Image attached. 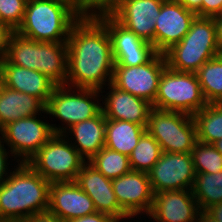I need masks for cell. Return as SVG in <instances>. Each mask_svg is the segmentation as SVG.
Wrapping results in <instances>:
<instances>
[{
    "instance_id": "cell-15",
    "label": "cell",
    "mask_w": 222,
    "mask_h": 222,
    "mask_svg": "<svg viewBox=\"0 0 222 222\" xmlns=\"http://www.w3.org/2000/svg\"><path fill=\"white\" fill-rule=\"evenodd\" d=\"M196 16L178 1L165 0L155 23L154 48L156 52L164 54L173 45L179 43L188 33Z\"/></svg>"
},
{
    "instance_id": "cell-8",
    "label": "cell",
    "mask_w": 222,
    "mask_h": 222,
    "mask_svg": "<svg viewBox=\"0 0 222 222\" xmlns=\"http://www.w3.org/2000/svg\"><path fill=\"white\" fill-rule=\"evenodd\" d=\"M86 162L63 134H55L27 163L54 183L74 182Z\"/></svg>"
},
{
    "instance_id": "cell-17",
    "label": "cell",
    "mask_w": 222,
    "mask_h": 222,
    "mask_svg": "<svg viewBox=\"0 0 222 222\" xmlns=\"http://www.w3.org/2000/svg\"><path fill=\"white\" fill-rule=\"evenodd\" d=\"M100 90L101 107L106 120H123L147 127L152 104L114 86L112 83ZM105 92V95L103 94Z\"/></svg>"
},
{
    "instance_id": "cell-41",
    "label": "cell",
    "mask_w": 222,
    "mask_h": 222,
    "mask_svg": "<svg viewBox=\"0 0 222 222\" xmlns=\"http://www.w3.org/2000/svg\"><path fill=\"white\" fill-rule=\"evenodd\" d=\"M197 222H218L211 215H209L206 211H200L197 216Z\"/></svg>"
},
{
    "instance_id": "cell-24",
    "label": "cell",
    "mask_w": 222,
    "mask_h": 222,
    "mask_svg": "<svg viewBox=\"0 0 222 222\" xmlns=\"http://www.w3.org/2000/svg\"><path fill=\"white\" fill-rule=\"evenodd\" d=\"M146 128L123 120H106L105 147L131 155Z\"/></svg>"
},
{
    "instance_id": "cell-21",
    "label": "cell",
    "mask_w": 222,
    "mask_h": 222,
    "mask_svg": "<svg viewBox=\"0 0 222 222\" xmlns=\"http://www.w3.org/2000/svg\"><path fill=\"white\" fill-rule=\"evenodd\" d=\"M4 86L39 98L47 105L56 85L39 71L23 68L2 59Z\"/></svg>"
},
{
    "instance_id": "cell-35",
    "label": "cell",
    "mask_w": 222,
    "mask_h": 222,
    "mask_svg": "<svg viewBox=\"0 0 222 222\" xmlns=\"http://www.w3.org/2000/svg\"><path fill=\"white\" fill-rule=\"evenodd\" d=\"M67 222H119V221L109 214L95 212L86 216L72 219Z\"/></svg>"
},
{
    "instance_id": "cell-5",
    "label": "cell",
    "mask_w": 222,
    "mask_h": 222,
    "mask_svg": "<svg viewBox=\"0 0 222 222\" xmlns=\"http://www.w3.org/2000/svg\"><path fill=\"white\" fill-rule=\"evenodd\" d=\"M220 54L213 17L196 16L188 33L164 56L170 69L196 73L205 62Z\"/></svg>"
},
{
    "instance_id": "cell-33",
    "label": "cell",
    "mask_w": 222,
    "mask_h": 222,
    "mask_svg": "<svg viewBox=\"0 0 222 222\" xmlns=\"http://www.w3.org/2000/svg\"><path fill=\"white\" fill-rule=\"evenodd\" d=\"M8 150L9 149H7L5 145L0 141V186L7 179L9 173L14 169V167L9 168L12 167V165L14 164H10L7 162L9 160L8 158L14 157L12 156V153ZM8 165L11 166L8 167Z\"/></svg>"
},
{
    "instance_id": "cell-4",
    "label": "cell",
    "mask_w": 222,
    "mask_h": 222,
    "mask_svg": "<svg viewBox=\"0 0 222 222\" xmlns=\"http://www.w3.org/2000/svg\"><path fill=\"white\" fill-rule=\"evenodd\" d=\"M5 59L17 66L39 71L56 86L66 85L67 42H39L14 31Z\"/></svg>"
},
{
    "instance_id": "cell-40",
    "label": "cell",
    "mask_w": 222,
    "mask_h": 222,
    "mask_svg": "<svg viewBox=\"0 0 222 222\" xmlns=\"http://www.w3.org/2000/svg\"><path fill=\"white\" fill-rule=\"evenodd\" d=\"M206 212L216 221L222 222V202L212 205L206 210Z\"/></svg>"
},
{
    "instance_id": "cell-3",
    "label": "cell",
    "mask_w": 222,
    "mask_h": 222,
    "mask_svg": "<svg viewBox=\"0 0 222 222\" xmlns=\"http://www.w3.org/2000/svg\"><path fill=\"white\" fill-rule=\"evenodd\" d=\"M80 18L78 0H32L15 32L39 42H67Z\"/></svg>"
},
{
    "instance_id": "cell-26",
    "label": "cell",
    "mask_w": 222,
    "mask_h": 222,
    "mask_svg": "<svg viewBox=\"0 0 222 222\" xmlns=\"http://www.w3.org/2000/svg\"><path fill=\"white\" fill-rule=\"evenodd\" d=\"M207 103H222V54L205 62L195 73Z\"/></svg>"
},
{
    "instance_id": "cell-2",
    "label": "cell",
    "mask_w": 222,
    "mask_h": 222,
    "mask_svg": "<svg viewBox=\"0 0 222 222\" xmlns=\"http://www.w3.org/2000/svg\"><path fill=\"white\" fill-rule=\"evenodd\" d=\"M50 184L28 163L14 165L0 186V221L25 222L47 212Z\"/></svg>"
},
{
    "instance_id": "cell-32",
    "label": "cell",
    "mask_w": 222,
    "mask_h": 222,
    "mask_svg": "<svg viewBox=\"0 0 222 222\" xmlns=\"http://www.w3.org/2000/svg\"><path fill=\"white\" fill-rule=\"evenodd\" d=\"M26 4L24 0H0L3 21L13 31H16L23 21Z\"/></svg>"
},
{
    "instance_id": "cell-30",
    "label": "cell",
    "mask_w": 222,
    "mask_h": 222,
    "mask_svg": "<svg viewBox=\"0 0 222 222\" xmlns=\"http://www.w3.org/2000/svg\"><path fill=\"white\" fill-rule=\"evenodd\" d=\"M196 174L222 171V154L213 144L196 141L191 152Z\"/></svg>"
},
{
    "instance_id": "cell-39",
    "label": "cell",
    "mask_w": 222,
    "mask_h": 222,
    "mask_svg": "<svg viewBox=\"0 0 222 222\" xmlns=\"http://www.w3.org/2000/svg\"><path fill=\"white\" fill-rule=\"evenodd\" d=\"M216 26V41L220 52L222 53V14L213 17Z\"/></svg>"
},
{
    "instance_id": "cell-27",
    "label": "cell",
    "mask_w": 222,
    "mask_h": 222,
    "mask_svg": "<svg viewBox=\"0 0 222 222\" xmlns=\"http://www.w3.org/2000/svg\"><path fill=\"white\" fill-rule=\"evenodd\" d=\"M191 191L202 211L222 202V171L196 174Z\"/></svg>"
},
{
    "instance_id": "cell-45",
    "label": "cell",
    "mask_w": 222,
    "mask_h": 222,
    "mask_svg": "<svg viewBox=\"0 0 222 222\" xmlns=\"http://www.w3.org/2000/svg\"><path fill=\"white\" fill-rule=\"evenodd\" d=\"M0 222H16V221H0Z\"/></svg>"
},
{
    "instance_id": "cell-14",
    "label": "cell",
    "mask_w": 222,
    "mask_h": 222,
    "mask_svg": "<svg viewBox=\"0 0 222 222\" xmlns=\"http://www.w3.org/2000/svg\"><path fill=\"white\" fill-rule=\"evenodd\" d=\"M112 187L120 207L132 219L138 217L140 220L141 216L149 214L154 193L146 172L131 170L112 179Z\"/></svg>"
},
{
    "instance_id": "cell-13",
    "label": "cell",
    "mask_w": 222,
    "mask_h": 222,
    "mask_svg": "<svg viewBox=\"0 0 222 222\" xmlns=\"http://www.w3.org/2000/svg\"><path fill=\"white\" fill-rule=\"evenodd\" d=\"M98 19L109 33L115 66H140L157 54L151 43L126 29L111 15H103Z\"/></svg>"
},
{
    "instance_id": "cell-29",
    "label": "cell",
    "mask_w": 222,
    "mask_h": 222,
    "mask_svg": "<svg viewBox=\"0 0 222 222\" xmlns=\"http://www.w3.org/2000/svg\"><path fill=\"white\" fill-rule=\"evenodd\" d=\"M162 149L159 143L145 131L129 156L131 169L148 172L161 157Z\"/></svg>"
},
{
    "instance_id": "cell-20",
    "label": "cell",
    "mask_w": 222,
    "mask_h": 222,
    "mask_svg": "<svg viewBox=\"0 0 222 222\" xmlns=\"http://www.w3.org/2000/svg\"><path fill=\"white\" fill-rule=\"evenodd\" d=\"M48 212L67 222L97 211L92 199L74 181L50 184Z\"/></svg>"
},
{
    "instance_id": "cell-7",
    "label": "cell",
    "mask_w": 222,
    "mask_h": 222,
    "mask_svg": "<svg viewBox=\"0 0 222 222\" xmlns=\"http://www.w3.org/2000/svg\"><path fill=\"white\" fill-rule=\"evenodd\" d=\"M207 104L195 73L165 67L152 108L184 112L193 116Z\"/></svg>"
},
{
    "instance_id": "cell-28",
    "label": "cell",
    "mask_w": 222,
    "mask_h": 222,
    "mask_svg": "<svg viewBox=\"0 0 222 222\" xmlns=\"http://www.w3.org/2000/svg\"><path fill=\"white\" fill-rule=\"evenodd\" d=\"M87 162L111 180L132 170L127 155L111 150L105 146Z\"/></svg>"
},
{
    "instance_id": "cell-23",
    "label": "cell",
    "mask_w": 222,
    "mask_h": 222,
    "mask_svg": "<svg viewBox=\"0 0 222 222\" xmlns=\"http://www.w3.org/2000/svg\"><path fill=\"white\" fill-rule=\"evenodd\" d=\"M46 114V105L37 97L3 85L0 90V129L21 118Z\"/></svg>"
},
{
    "instance_id": "cell-18",
    "label": "cell",
    "mask_w": 222,
    "mask_h": 222,
    "mask_svg": "<svg viewBox=\"0 0 222 222\" xmlns=\"http://www.w3.org/2000/svg\"><path fill=\"white\" fill-rule=\"evenodd\" d=\"M191 190L154 193L152 208L145 217L154 222H197L200 212Z\"/></svg>"
},
{
    "instance_id": "cell-12",
    "label": "cell",
    "mask_w": 222,
    "mask_h": 222,
    "mask_svg": "<svg viewBox=\"0 0 222 222\" xmlns=\"http://www.w3.org/2000/svg\"><path fill=\"white\" fill-rule=\"evenodd\" d=\"M147 174L153 193L191 190L196 176L192 154L162 152Z\"/></svg>"
},
{
    "instance_id": "cell-36",
    "label": "cell",
    "mask_w": 222,
    "mask_h": 222,
    "mask_svg": "<svg viewBox=\"0 0 222 222\" xmlns=\"http://www.w3.org/2000/svg\"><path fill=\"white\" fill-rule=\"evenodd\" d=\"M13 32L8 25H0V60L6 56L9 39Z\"/></svg>"
},
{
    "instance_id": "cell-16",
    "label": "cell",
    "mask_w": 222,
    "mask_h": 222,
    "mask_svg": "<svg viewBox=\"0 0 222 222\" xmlns=\"http://www.w3.org/2000/svg\"><path fill=\"white\" fill-rule=\"evenodd\" d=\"M75 183L92 199L97 212L109 214L119 222L135 221L120 207L113 191L112 180L88 162L82 166Z\"/></svg>"
},
{
    "instance_id": "cell-11",
    "label": "cell",
    "mask_w": 222,
    "mask_h": 222,
    "mask_svg": "<svg viewBox=\"0 0 222 222\" xmlns=\"http://www.w3.org/2000/svg\"><path fill=\"white\" fill-rule=\"evenodd\" d=\"M166 66L165 56L160 53L140 66H114L111 83L117 88L153 104L160 76Z\"/></svg>"
},
{
    "instance_id": "cell-19",
    "label": "cell",
    "mask_w": 222,
    "mask_h": 222,
    "mask_svg": "<svg viewBox=\"0 0 222 222\" xmlns=\"http://www.w3.org/2000/svg\"><path fill=\"white\" fill-rule=\"evenodd\" d=\"M165 0H125L111 15L126 29L154 46L156 18Z\"/></svg>"
},
{
    "instance_id": "cell-44",
    "label": "cell",
    "mask_w": 222,
    "mask_h": 222,
    "mask_svg": "<svg viewBox=\"0 0 222 222\" xmlns=\"http://www.w3.org/2000/svg\"><path fill=\"white\" fill-rule=\"evenodd\" d=\"M0 25H7V24L3 21L1 12H0Z\"/></svg>"
},
{
    "instance_id": "cell-37",
    "label": "cell",
    "mask_w": 222,
    "mask_h": 222,
    "mask_svg": "<svg viewBox=\"0 0 222 222\" xmlns=\"http://www.w3.org/2000/svg\"><path fill=\"white\" fill-rule=\"evenodd\" d=\"M25 222H66L50 212L37 213L27 219Z\"/></svg>"
},
{
    "instance_id": "cell-43",
    "label": "cell",
    "mask_w": 222,
    "mask_h": 222,
    "mask_svg": "<svg viewBox=\"0 0 222 222\" xmlns=\"http://www.w3.org/2000/svg\"><path fill=\"white\" fill-rule=\"evenodd\" d=\"M213 145L222 154V139L217 140Z\"/></svg>"
},
{
    "instance_id": "cell-1",
    "label": "cell",
    "mask_w": 222,
    "mask_h": 222,
    "mask_svg": "<svg viewBox=\"0 0 222 222\" xmlns=\"http://www.w3.org/2000/svg\"><path fill=\"white\" fill-rule=\"evenodd\" d=\"M67 46L66 85L106 89L115 66L106 26L98 18L81 17L71 28Z\"/></svg>"
},
{
    "instance_id": "cell-34",
    "label": "cell",
    "mask_w": 222,
    "mask_h": 222,
    "mask_svg": "<svg viewBox=\"0 0 222 222\" xmlns=\"http://www.w3.org/2000/svg\"><path fill=\"white\" fill-rule=\"evenodd\" d=\"M222 14V0H202V17Z\"/></svg>"
},
{
    "instance_id": "cell-25",
    "label": "cell",
    "mask_w": 222,
    "mask_h": 222,
    "mask_svg": "<svg viewBox=\"0 0 222 222\" xmlns=\"http://www.w3.org/2000/svg\"><path fill=\"white\" fill-rule=\"evenodd\" d=\"M193 119L198 141L213 144L222 139V103H208Z\"/></svg>"
},
{
    "instance_id": "cell-10",
    "label": "cell",
    "mask_w": 222,
    "mask_h": 222,
    "mask_svg": "<svg viewBox=\"0 0 222 222\" xmlns=\"http://www.w3.org/2000/svg\"><path fill=\"white\" fill-rule=\"evenodd\" d=\"M47 116L35 115L6 124L0 129V141L14 156L11 162L27 163L54 135Z\"/></svg>"
},
{
    "instance_id": "cell-42",
    "label": "cell",
    "mask_w": 222,
    "mask_h": 222,
    "mask_svg": "<svg viewBox=\"0 0 222 222\" xmlns=\"http://www.w3.org/2000/svg\"><path fill=\"white\" fill-rule=\"evenodd\" d=\"M3 85H4L3 66H2V60H0V90L2 89Z\"/></svg>"
},
{
    "instance_id": "cell-38",
    "label": "cell",
    "mask_w": 222,
    "mask_h": 222,
    "mask_svg": "<svg viewBox=\"0 0 222 222\" xmlns=\"http://www.w3.org/2000/svg\"><path fill=\"white\" fill-rule=\"evenodd\" d=\"M187 10L194 12L198 17H202V0H176Z\"/></svg>"
},
{
    "instance_id": "cell-9",
    "label": "cell",
    "mask_w": 222,
    "mask_h": 222,
    "mask_svg": "<svg viewBox=\"0 0 222 222\" xmlns=\"http://www.w3.org/2000/svg\"><path fill=\"white\" fill-rule=\"evenodd\" d=\"M146 131L159 143L162 152L191 153L197 141L193 116L184 112L152 108Z\"/></svg>"
},
{
    "instance_id": "cell-31",
    "label": "cell",
    "mask_w": 222,
    "mask_h": 222,
    "mask_svg": "<svg viewBox=\"0 0 222 222\" xmlns=\"http://www.w3.org/2000/svg\"><path fill=\"white\" fill-rule=\"evenodd\" d=\"M125 0H78L81 17L98 18L112 15Z\"/></svg>"
},
{
    "instance_id": "cell-22",
    "label": "cell",
    "mask_w": 222,
    "mask_h": 222,
    "mask_svg": "<svg viewBox=\"0 0 222 222\" xmlns=\"http://www.w3.org/2000/svg\"><path fill=\"white\" fill-rule=\"evenodd\" d=\"M105 132L106 118L101 110L95 117L74 124L63 135L89 161L105 146Z\"/></svg>"
},
{
    "instance_id": "cell-6",
    "label": "cell",
    "mask_w": 222,
    "mask_h": 222,
    "mask_svg": "<svg viewBox=\"0 0 222 222\" xmlns=\"http://www.w3.org/2000/svg\"><path fill=\"white\" fill-rule=\"evenodd\" d=\"M46 110L49 118H58L62 122L57 126L51 123L53 132L63 134L74 124L95 117L102 110L100 90L67 85L56 86Z\"/></svg>"
}]
</instances>
